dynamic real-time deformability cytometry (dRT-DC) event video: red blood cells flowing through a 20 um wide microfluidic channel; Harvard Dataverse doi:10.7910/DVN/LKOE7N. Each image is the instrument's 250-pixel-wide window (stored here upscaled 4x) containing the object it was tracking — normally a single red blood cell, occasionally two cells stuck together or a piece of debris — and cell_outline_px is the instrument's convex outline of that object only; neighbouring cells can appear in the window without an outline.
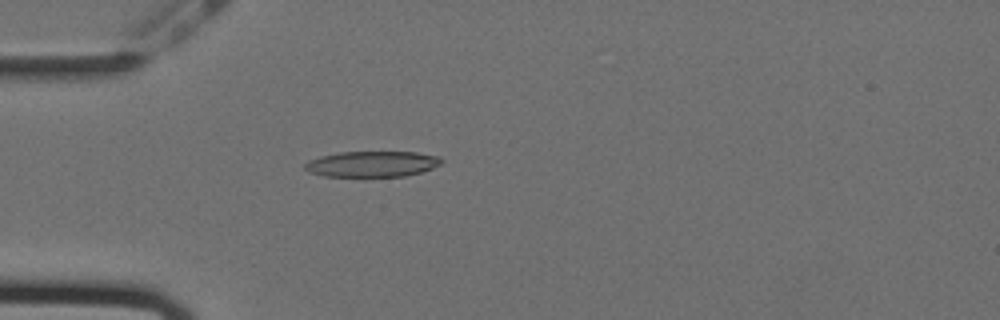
{"species": "Egyptian fruit bat (a non-hibernating species)", "species_latin": "Rousettus aegyptiacus", "temperature_condition": "cold", "stored_images_in_passage": 14, "camera_frame_rate_fps": 3000, "um_per_image_px": 0.085, "animal": {"sex": "female"}, "frame": {"image": 1, "passage_image": 5, "time_ms": 1.333, "image_size_px": [1000, 320], "cell_outline_px": [[444, 160], [440, 164], [432, 168], [420, 172], [404, 176], [324, 176], [308, 172], [304, 168], [304, 164], [308, 160], [320, 156], [340, 152], [416, 152], [440, 156]], "centroid_in_image_um": [31.62, 13.93], "position_along_channel_um": 53.4, "area_um2": 20.52}}
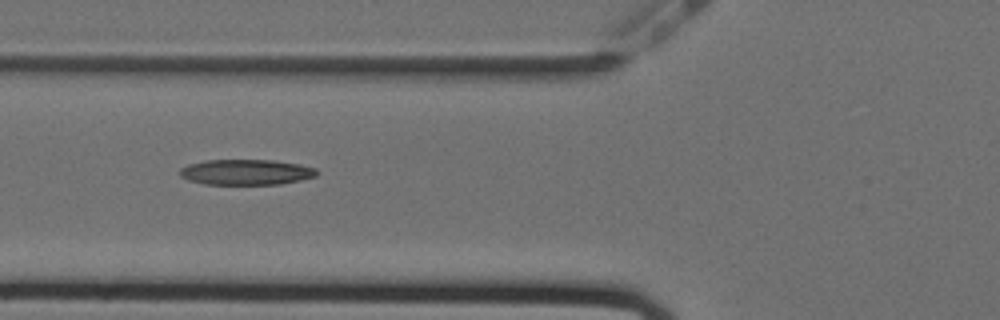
{"frame": {"image": 2, "passage_image": 10, "time_ms": 3.0, "image_size_px": [1000, 320], "cell_outline_px": [[320, 172], [316, 176], [300, 180], [280, 184], [204, 184], [188, 180], [180, 176], [180, 168], [188, 164], [204, 160], [272, 160], [300, 164], [316, 168]], "centroid_in_image_um": [20.93, 14.63], "position_along_channel_um": 104.9, "area_um2": 20.46}}
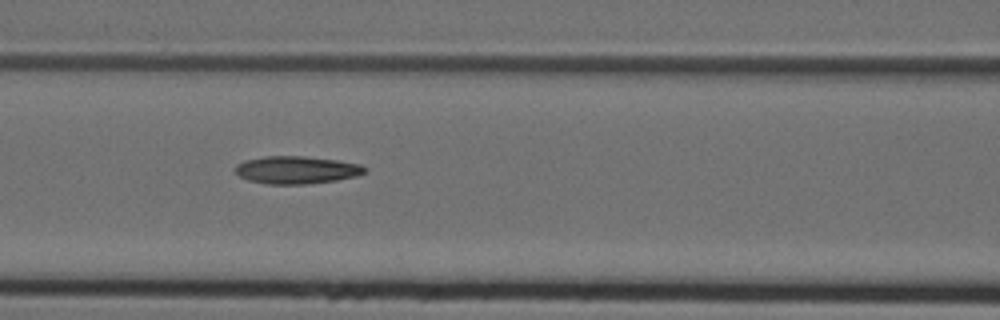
{"frame": {"image": 3, "passage_image": 13, "time_ms": 4.0, "image_size_px": [1000, 320], "cell_outline_px": [[368, 172], [356, 176], [336, 180], [308, 184], [268, 184], [248, 180], [240, 176], [236, 172], [236, 164], [244, 160], [264, 156], [304, 156], [336, 160], [360, 164], [368, 168]], "centroid_in_image_um": [25.23, 14.44], "position_along_channel_um": 141.4, "area_um2": 20.92}}